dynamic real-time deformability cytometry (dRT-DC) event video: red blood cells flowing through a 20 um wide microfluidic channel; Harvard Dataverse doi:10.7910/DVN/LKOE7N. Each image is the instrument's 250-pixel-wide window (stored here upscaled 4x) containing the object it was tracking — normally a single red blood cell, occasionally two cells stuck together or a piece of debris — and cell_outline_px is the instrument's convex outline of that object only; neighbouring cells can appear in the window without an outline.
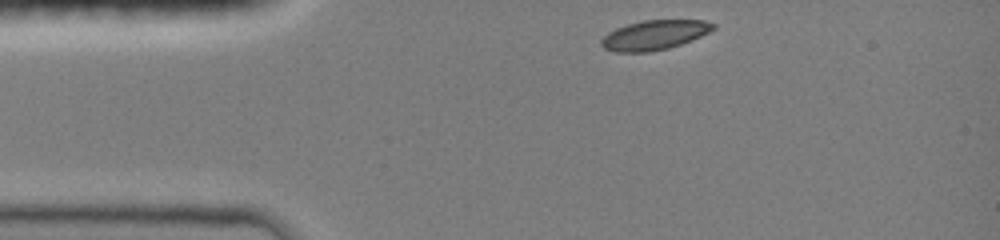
{"species": "common noctule bat (a hibernating species)", "species_latin": "Nyctalus noctula", "temperature_condition": "room temperature", "stored_images_in_passage": 35, "camera_frame_rate_fps": 3000, "um_per_image_px": 0.085, "animal": {"sex": "female", "body_mass_g": 19.0, "forearm_length_mm": 51.5}, "frame": {"image": 1, "passage_image": 1, "time_ms": 0.0, "image_size_px": [1000, 240], "cell_outline_px": [[716, 28], [700, 36], [680, 44], [668, 48], [648, 52], [616, 52], [604, 48], [600, 44], [600, 40], [608, 32], [616, 28], [628, 24], [644, 20], [704, 20], [716, 24]], "centroid_in_image_um": [55.61, 2.97], "position_along_channel_um": 29.4, "area_um2": 19.19}}
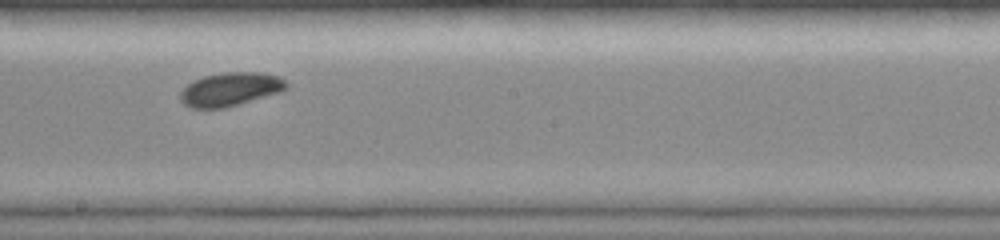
{"frame": {"image": 2, "passage_image": 20, "time_ms": 6.0, "image_size_px": [1000, 240], "cell_outline_px": [[288, 88], [280, 92], [224, 108], [188, 108], [180, 100], [180, 92], [188, 84], [204, 76], [224, 72], [264, 72], [276, 76], [284, 80], [288, 84]], "centroid_in_image_um": [19.57, 7.59], "position_along_channel_um": 228.6, "area_um2": 20.63}}
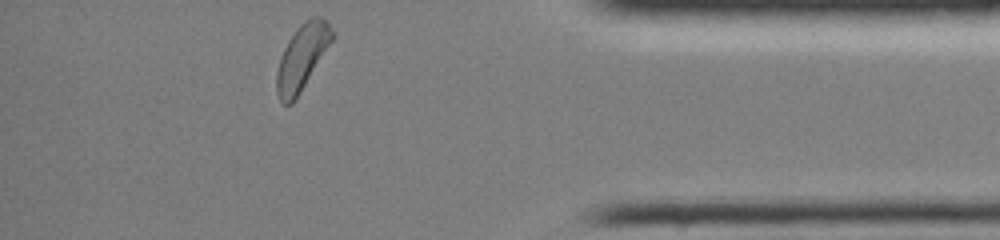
{"frame": {"image": 3, "passage_image": 35, "time_ms": 11.0, "image_size_px": [1000, 240], "cell_outline_px": [[336, 36], [300, 92], [292, 104], [284, 104], [280, 100], [276, 92], [276, 72], [284, 48], [288, 40], [296, 28], [300, 24], [312, 16], [320, 16], [328, 24]], "centroid_in_image_um": [25.68, 4.85], "position_along_channel_um": 409.5, "area_um2": 21.04}, "authors_computed_cell_mechanics": {"area_um2": 20.808, "velocity_mm_per_s": 4.0113, "shape_relaxation_time_tau1_ms": 2.8478, "shape_relaxation_time_tau2_ms": null, "deformation_change_tau1": 0.1002, "deformation_change_tau2": null}}